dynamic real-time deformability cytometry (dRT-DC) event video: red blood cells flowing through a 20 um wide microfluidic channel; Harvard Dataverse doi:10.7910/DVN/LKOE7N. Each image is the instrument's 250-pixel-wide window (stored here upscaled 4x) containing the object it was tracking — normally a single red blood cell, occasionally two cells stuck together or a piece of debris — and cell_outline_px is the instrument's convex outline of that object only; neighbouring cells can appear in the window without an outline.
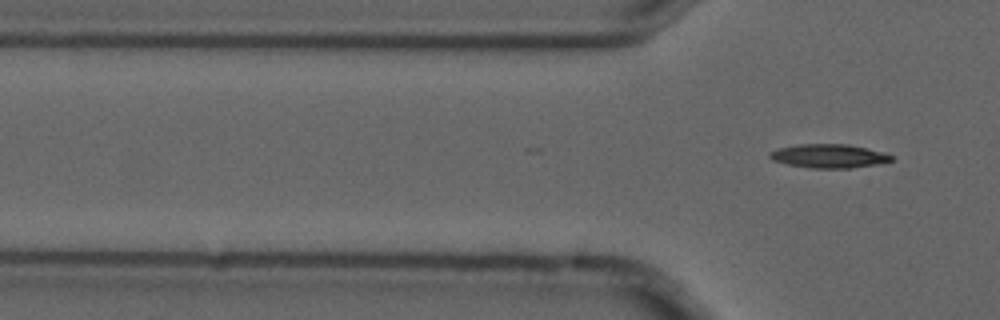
{"species": "common noctule bat (a hibernating species)", "species_latin": "Nyctalus noctula", "temperature_condition": "cold", "stored_images_in_passage": 6, "camera_frame_rate_fps": 3000, "um_per_image_px": 0.085, "animal": {"sex": "male", "forearm_length_mm": 52.5}, "frame": {"image": 1, "passage_image": 6, "time_ms": 1.667, "image_size_px": [1000, 320], "cell_outline_px": [[896, 156], [892, 160], [852, 168], [812, 168], [788, 164], [772, 160], [768, 156], [768, 152], [780, 148], [796, 144], [848, 144]], "centroid_in_image_um": [70.4, 13.26], "position_along_channel_um": 55.4, "area_um2": 16.59}}